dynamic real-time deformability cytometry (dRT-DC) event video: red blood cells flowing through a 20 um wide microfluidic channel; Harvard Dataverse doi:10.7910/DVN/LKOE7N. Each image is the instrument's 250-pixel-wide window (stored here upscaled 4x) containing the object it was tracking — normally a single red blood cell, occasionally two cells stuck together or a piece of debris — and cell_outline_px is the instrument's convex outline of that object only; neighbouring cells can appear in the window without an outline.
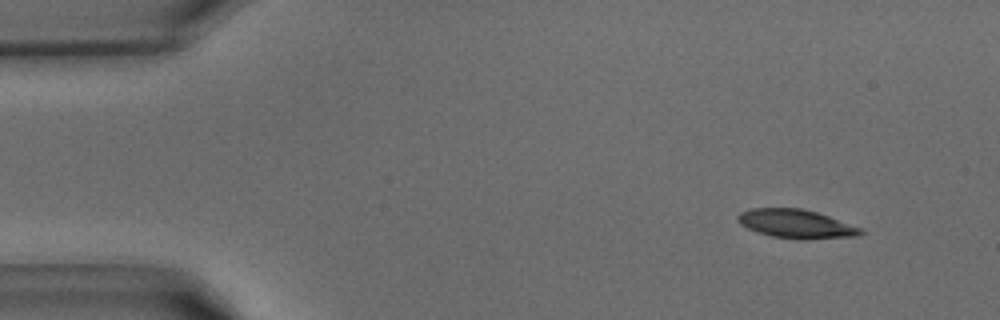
{"species": "common noctule bat (a hibernating species)", "species_latin": "Nyctalus noctula", "temperature_condition": "warm", "stored_images_in_passage": 37, "camera_frame_rate_fps": 3000, "um_per_image_px": 0.085, "animal": {"sex": "male", "body_mass_g": 15.6}, "frame": {"image": 1, "passage_image": 1, "time_ms": 0.0, "image_size_px": [1000, 320], "cell_outline_px": [[864, 232], [856, 236], [804, 240], [800, 240], [772, 236], [756, 232], [740, 224], [736, 216], [740, 212], [752, 208], [800, 208], [816, 212], [828, 216], [860, 228]], "centroid_in_image_um": [67.62, 19.03], "position_along_channel_um": 17.4, "area_um2": 20.46}}
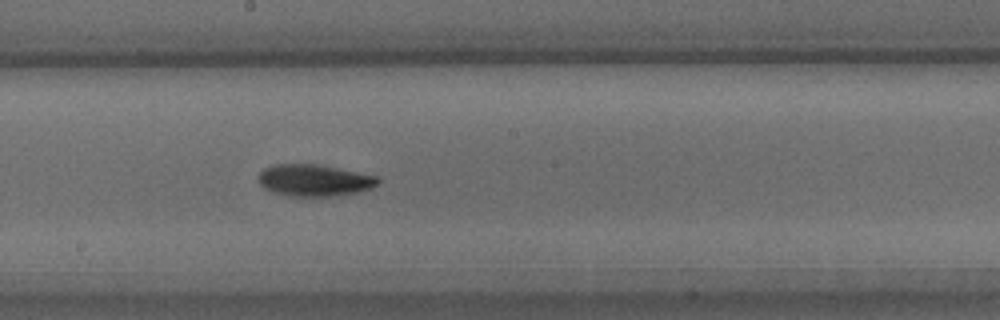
{"frame": {"image": 2, "passage_image": 19, "time_ms": 6.0, "image_size_px": [1000, 320], "cell_outline_px": [[380, 184], [372, 188], [360, 192], [332, 196], [292, 196], [276, 192], [264, 188], [260, 184], [260, 172], [264, 168], [276, 164], [316, 164], [380, 176]], "centroid_in_image_um": [26.79, 15.32], "position_along_channel_um": 221.4, "area_um2": 22.08}}
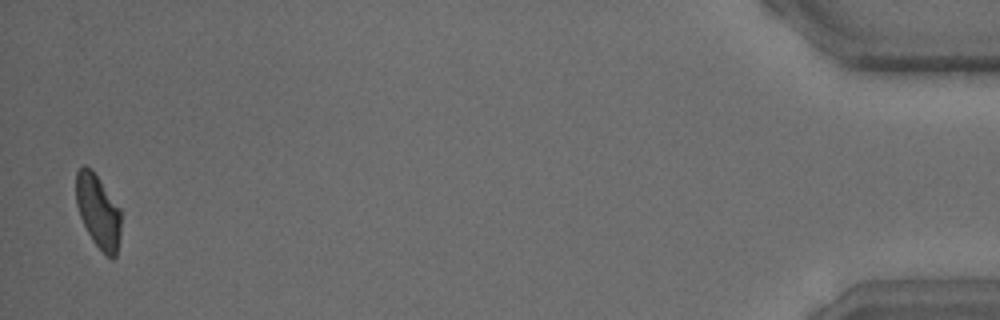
{"frame": {"image": 3, "passage_image": 37, "time_ms": 12.0, "image_size_px": [1000, 320], "cell_outline_px": [[120, 236], [116, 256], [112, 260], [92, 240], [80, 216], [76, 204], [76, 172], [84, 164], [92, 168], [120, 208]], "centroid_in_image_um": [8.34, 17.93], "position_along_channel_um": 426.9, "area_um2": 19.19}}